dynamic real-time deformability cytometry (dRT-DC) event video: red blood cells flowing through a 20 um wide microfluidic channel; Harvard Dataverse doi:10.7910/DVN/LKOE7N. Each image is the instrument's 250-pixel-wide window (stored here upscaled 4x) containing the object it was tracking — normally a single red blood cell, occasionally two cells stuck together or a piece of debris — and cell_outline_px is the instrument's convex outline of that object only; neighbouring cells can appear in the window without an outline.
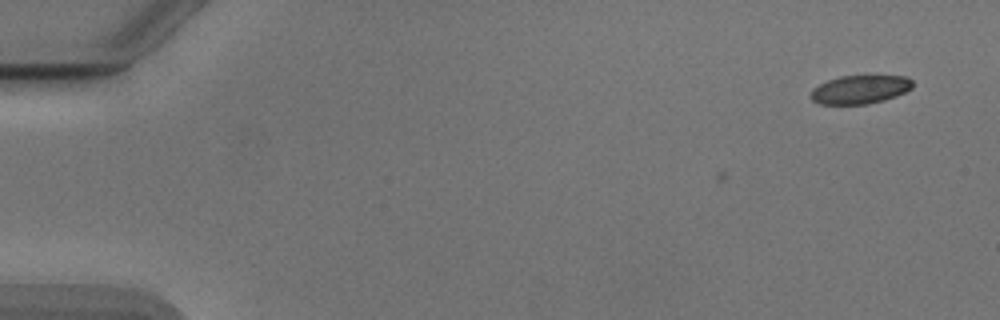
{"species": "Egyptian fruit bat (a non-hibernating species)", "species_latin": "Rousettus aegyptiacus", "temperature_condition": "cold", "stored_images_in_passage": 5, "camera_frame_rate_fps": 3000, "um_per_image_px": 0.085, "animal": {"sex": "male"}, "frame": {"image": 1, "passage_image": 5, "time_ms": 1.333, "image_size_px": [1000, 320], "cell_outline_px": [[912, 88], [896, 96], [884, 100], [868, 104], [820, 104], [812, 100], [812, 88], [828, 80], [840, 76], [864, 72], [908, 76], [912, 80]], "centroid_in_image_um": [73.17, 7.54], "position_along_channel_um": 11.8, "area_um2": 17.8}}